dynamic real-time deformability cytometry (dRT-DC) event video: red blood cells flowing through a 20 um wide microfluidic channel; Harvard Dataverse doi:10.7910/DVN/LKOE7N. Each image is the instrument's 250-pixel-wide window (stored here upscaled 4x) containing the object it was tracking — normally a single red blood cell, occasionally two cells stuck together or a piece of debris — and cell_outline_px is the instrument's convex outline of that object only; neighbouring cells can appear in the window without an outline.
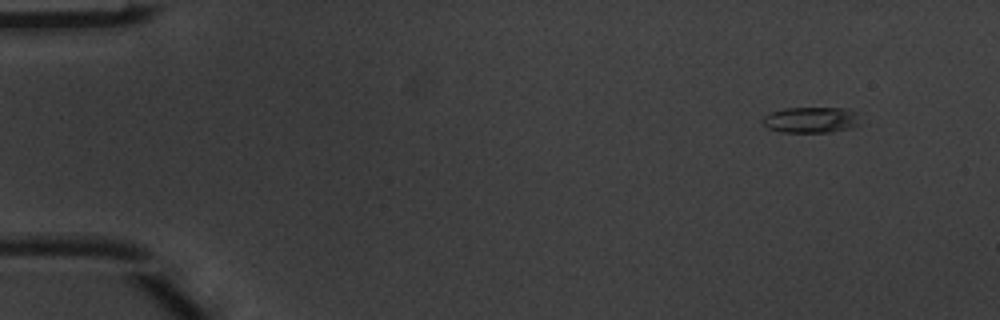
{"species": "common noctule bat (a hibernating species)", "species_latin": "Nyctalus noctula", "temperature_condition": "warm", "stored_images_in_passage": 3, "camera_frame_rate_fps": 3000, "um_per_image_px": 0.085, "animal": {"sex": "male", "body_mass_g": 20.1, "forearm_length_mm": 53.5}, "frame": {"image": 1, "passage_image": 1, "time_ms": 0.0, "image_size_px": [1000, 320], "cell_outline_px": [[860, 124], [848, 128], [832, 132], [784, 132], [768, 128], [764, 124], [764, 116], [772, 112], [784, 108], [848, 108], [856, 112]], "centroid_in_image_um": [68.97, 10.18], "position_along_channel_um": 16.0, "area_um2": 14.57}}